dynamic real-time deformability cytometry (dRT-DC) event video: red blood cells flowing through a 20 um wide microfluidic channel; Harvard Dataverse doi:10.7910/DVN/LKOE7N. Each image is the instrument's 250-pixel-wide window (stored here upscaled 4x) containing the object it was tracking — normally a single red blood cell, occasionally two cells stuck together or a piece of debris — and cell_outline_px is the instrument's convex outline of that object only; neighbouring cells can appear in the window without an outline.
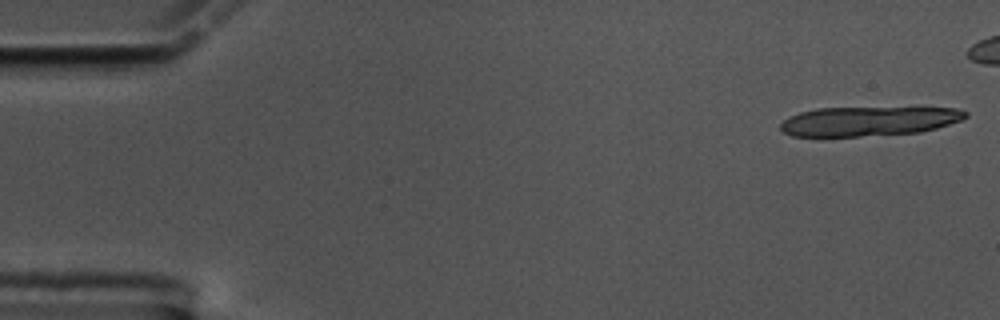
{"species": "common noctule bat (a hibernating species)", "species_latin": "Nyctalus noctula", "temperature_condition": "cold", "stored_images_in_passage": 18, "camera_frame_rate_fps": 3000, "um_per_image_px": 0.085, "animal": {"sex": "male", "body_mass_g": 17.5, "forearm_length_mm": 52.3}, "frame": {"image": 1, "passage_image": 1, "time_ms": 0.0, "image_size_px": [1000, 320], "cell_outline_px": [[968, 116], [960, 120], [936, 128], [920, 132], [860, 136], [792, 136], [784, 132], [780, 128], [780, 124], [788, 116], [800, 112], [816, 108], [956, 108], [968, 112]], "centroid_in_image_um": [73.8, 10.3], "position_along_channel_um": 11.2, "area_um2": 31.44}}